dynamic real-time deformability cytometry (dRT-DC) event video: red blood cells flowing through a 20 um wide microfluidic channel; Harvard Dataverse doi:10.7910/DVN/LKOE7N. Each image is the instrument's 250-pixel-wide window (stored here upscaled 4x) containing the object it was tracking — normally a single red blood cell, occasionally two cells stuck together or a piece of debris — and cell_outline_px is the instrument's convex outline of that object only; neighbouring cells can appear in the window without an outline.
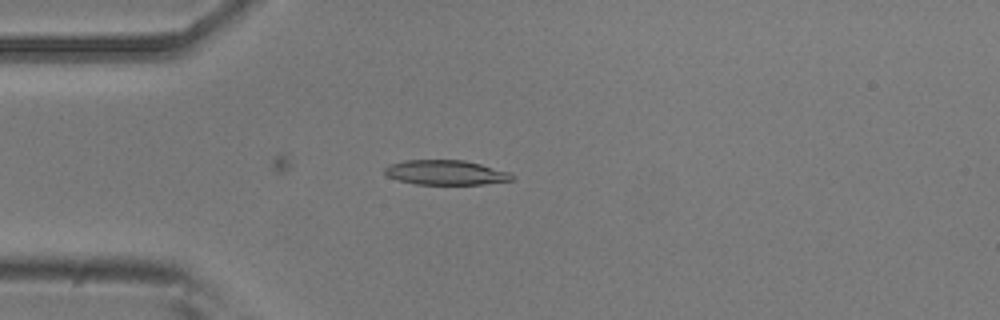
{"species": "common noctule bat (a hibernating species)", "species_latin": "Nyctalus noctula", "temperature_condition": "room temperature", "stored_images_in_passage": 4, "camera_frame_rate_fps": 3000, "um_per_image_px": 0.085, "animal": {"sex": "male", "body_mass_g": 20.5, "forearm_length_mm": 52.5}, "frame": {"image": 1, "passage_image": 3, "time_ms": 0.667, "image_size_px": [1000, 320], "cell_outline_px": [[516, 176], [512, 180], [484, 184], [416, 184], [400, 180], [388, 176], [384, 172], [384, 168], [388, 164], [404, 160], [464, 160], [480, 164], [508, 172]], "centroid_in_image_um": [37.87, 14.66], "position_along_channel_um": 47.1, "area_um2": 18.21}}